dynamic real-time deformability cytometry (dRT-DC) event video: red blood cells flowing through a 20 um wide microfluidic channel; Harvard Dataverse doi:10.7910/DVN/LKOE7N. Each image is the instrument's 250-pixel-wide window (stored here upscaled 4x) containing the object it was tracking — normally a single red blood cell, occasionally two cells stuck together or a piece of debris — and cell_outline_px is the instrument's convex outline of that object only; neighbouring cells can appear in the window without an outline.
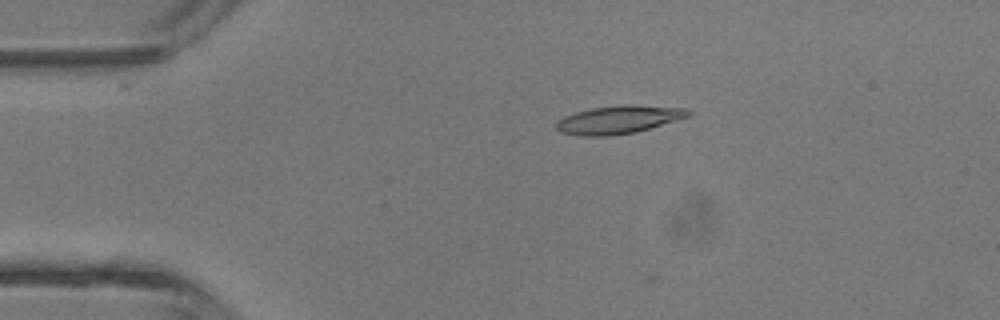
{"species": "common noctule bat (a hibernating species)", "species_latin": "Nyctalus noctula", "temperature_condition": "room temperature", "stored_images_in_passage": 3, "camera_frame_rate_fps": 3000, "um_per_image_px": 0.085, "animal": {"sex": "male", "body_mass_g": 13.3}, "frame": {"image": 1, "passage_image": 2, "time_ms": 1.667, "image_size_px": [1000, 320], "cell_outline_px": [[692, 112], [688, 116], [676, 120], [636, 132], [612, 136], [580, 136], [560, 132], [556, 128], [556, 124], [564, 116], [576, 112], [592, 108], [624, 104], [632, 104], [688, 108]], "centroid_in_image_um": [52.59, 10.16], "position_along_channel_um": 32.4, "area_um2": 21.62}}